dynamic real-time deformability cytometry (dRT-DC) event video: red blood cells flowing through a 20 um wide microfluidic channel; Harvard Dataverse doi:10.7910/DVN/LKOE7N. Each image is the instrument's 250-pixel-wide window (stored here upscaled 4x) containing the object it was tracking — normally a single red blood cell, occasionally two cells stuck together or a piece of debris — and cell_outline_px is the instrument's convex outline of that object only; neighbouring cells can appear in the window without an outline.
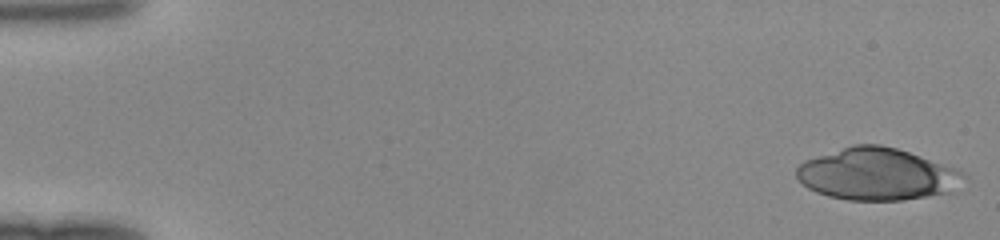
{"species": "human", "species_latin": "Homo sapiens", "temperature_condition": "room temperature", "stored_images_in_passage": 29, "camera_frame_rate_fps": 3000, "um_per_image_px": 0.085, "donor": {"sex": "female"}, "frame": {"image": 1, "passage_image": 1, "time_ms": 0.0, "image_size_px": [1000, 240], "cell_outline_px": [[968, 180], [952, 192], [904, 200], [848, 200], [828, 196], [816, 192], [808, 188], [796, 176], [796, 168], [804, 160], [852, 144], [880, 144], [896, 148], [960, 168], [968, 176]], "centroid_in_image_um": [74.63, 14.8], "position_along_channel_um": 10.4, "area_um2": 51.38}}
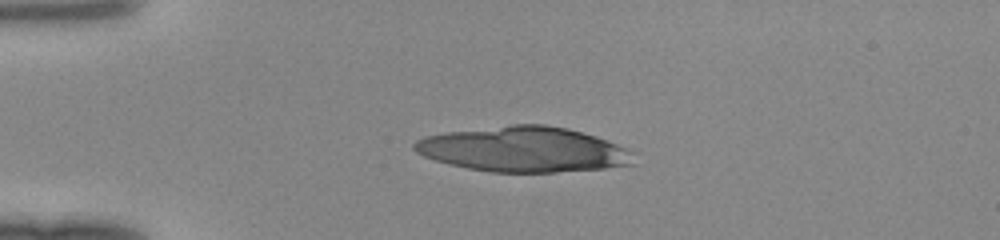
{"frame": {"image": 2, "passage_image": 11, "time_ms": 3.333, "image_size_px": [1000, 240], "cell_outline_px": [[636, 164], [604, 168], [556, 172], [492, 172], [468, 168], [448, 164], [424, 156], [416, 152], [412, 148], [412, 144], [416, 140], [424, 136], [448, 132], [512, 124], [544, 124], [568, 128], [596, 136], [628, 148], [636, 152]], "centroid_in_image_um": [44.55, 12.7], "position_along_channel_um": 40.4, "area_um2": 58.09}}